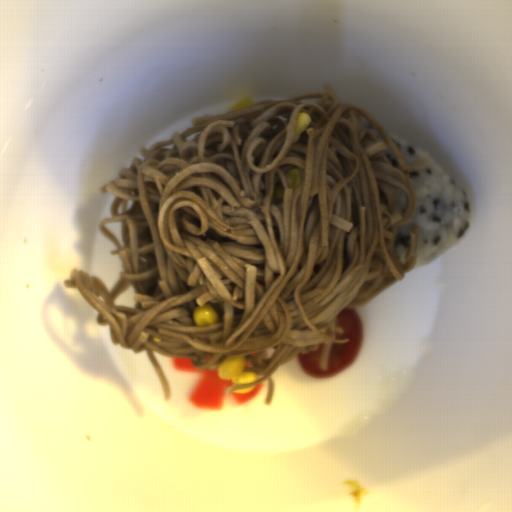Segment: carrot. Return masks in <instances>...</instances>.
<instances>
[{
    "mask_svg": "<svg viewBox=\"0 0 512 512\" xmlns=\"http://www.w3.org/2000/svg\"><path fill=\"white\" fill-rule=\"evenodd\" d=\"M264 385L263 383L258 384L255 386L251 391L248 393H237V392H230V395L235 400L237 404H244L248 401H251L255 399L262 391Z\"/></svg>",
    "mask_w": 512,
    "mask_h": 512,
    "instance_id": "obj_2",
    "label": "carrot"
},
{
    "mask_svg": "<svg viewBox=\"0 0 512 512\" xmlns=\"http://www.w3.org/2000/svg\"><path fill=\"white\" fill-rule=\"evenodd\" d=\"M173 370L181 372H195L200 376L189 395V402L197 409H221L226 390L234 386L232 380L222 379L219 368L214 370L197 369L190 358H173Z\"/></svg>",
    "mask_w": 512,
    "mask_h": 512,
    "instance_id": "obj_1",
    "label": "carrot"
}]
</instances>
